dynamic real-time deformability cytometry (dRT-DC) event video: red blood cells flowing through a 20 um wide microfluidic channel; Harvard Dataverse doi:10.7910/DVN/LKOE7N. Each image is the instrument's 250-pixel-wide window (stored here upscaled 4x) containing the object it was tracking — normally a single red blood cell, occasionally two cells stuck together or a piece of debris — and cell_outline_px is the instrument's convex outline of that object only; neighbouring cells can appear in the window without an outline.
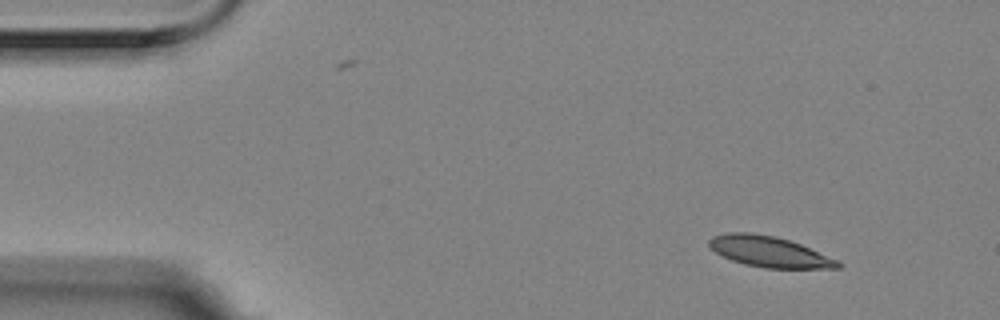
{"species": "Egyptian fruit bat (a non-hibernating species)", "species_latin": "Rousettus aegyptiacus", "temperature_condition": "room temperature", "stored_images_in_passage": 4, "camera_frame_rate_fps": 3000, "um_per_image_px": 0.085, "animal": {"sex": "female"}, "frame": {"image": 1, "passage_image": 1, "time_ms": 0.0, "image_size_px": [1000, 320], "cell_outline_px": [[844, 264], [840, 268], [764, 268], [744, 264], [732, 260], [716, 252], [708, 244], [708, 240], [712, 236], [728, 232], [748, 232], [776, 236], [800, 244], [840, 260]], "centroid_in_image_um": [65.42, 21.39], "position_along_channel_um": 19.6, "area_um2": 23.12}}
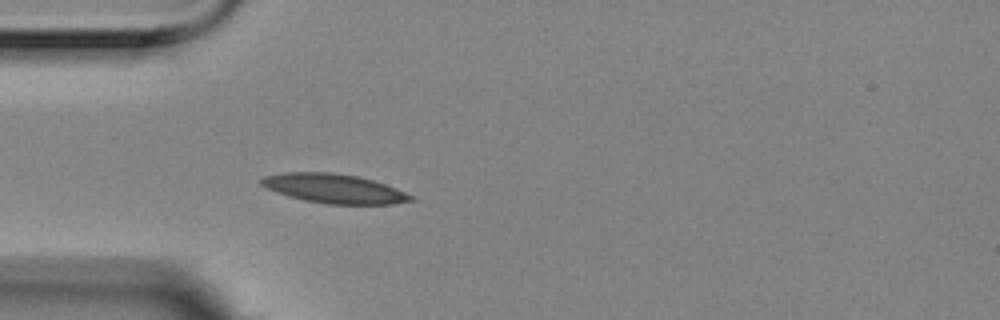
{"frame": {"image": 2, "passage_image": 4, "time_ms": 1.0, "image_size_px": [1000, 320], "cell_outline_px": [[416, 200], [392, 204], [328, 204], [304, 200], [288, 196], [264, 188], [260, 184], [260, 180], [264, 176], [284, 172], [332, 172], [356, 176], [372, 180], [384, 184], [404, 192], [412, 196]], "centroid_in_image_um": [28.34, 16.03], "position_along_channel_um": 56.7, "area_um2": 25.37}}